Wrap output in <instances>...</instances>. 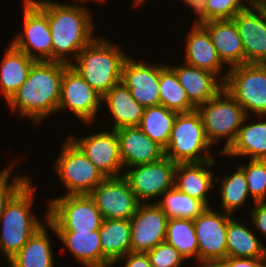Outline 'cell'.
<instances>
[{
	"instance_id": "obj_1",
	"label": "cell",
	"mask_w": 266,
	"mask_h": 267,
	"mask_svg": "<svg viewBox=\"0 0 266 267\" xmlns=\"http://www.w3.org/2000/svg\"><path fill=\"white\" fill-rule=\"evenodd\" d=\"M24 1L36 4L47 15L52 39V61L70 65L79 52L97 37L93 34L95 26L91 11L85 5L49 0Z\"/></svg>"
},
{
	"instance_id": "obj_2",
	"label": "cell",
	"mask_w": 266,
	"mask_h": 267,
	"mask_svg": "<svg viewBox=\"0 0 266 267\" xmlns=\"http://www.w3.org/2000/svg\"><path fill=\"white\" fill-rule=\"evenodd\" d=\"M68 66L57 61H36L27 80L7 101L11 111L37 124L57 112L63 72Z\"/></svg>"
},
{
	"instance_id": "obj_3",
	"label": "cell",
	"mask_w": 266,
	"mask_h": 267,
	"mask_svg": "<svg viewBox=\"0 0 266 267\" xmlns=\"http://www.w3.org/2000/svg\"><path fill=\"white\" fill-rule=\"evenodd\" d=\"M107 40L96 37L70 64L102 97L121 81L122 66L128 57L121 47Z\"/></svg>"
},
{
	"instance_id": "obj_4",
	"label": "cell",
	"mask_w": 266,
	"mask_h": 267,
	"mask_svg": "<svg viewBox=\"0 0 266 267\" xmlns=\"http://www.w3.org/2000/svg\"><path fill=\"white\" fill-rule=\"evenodd\" d=\"M29 180L6 204L0 219V253L7 262L15 256L30 237L48 220V210L39 220L32 212L35 188ZM34 187V188H33Z\"/></svg>"
},
{
	"instance_id": "obj_5",
	"label": "cell",
	"mask_w": 266,
	"mask_h": 267,
	"mask_svg": "<svg viewBox=\"0 0 266 267\" xmlns=\"http://www.w3.org/2000/svg\"><path fill=\"white\" fill-rule=\"evenodd\" d=\"M196 110L202 117L205 134L211 146L222 138L227 140L216 156L223 154L235 141L247 117L244 109L223 87L213 98Z\"/></svg>"
},
{
	"instance_id": "obj_6",
	"label": "cell",
	"mask_w": 266,
	"mask_h": 267,
	"mask_svg": "<svg viewBox=\"0 0 266 267\" xmlns=\"http://www.w3.org/2000/svg\"><path fill=\"white\" fill-rule=\"evenodd\" d=\"M200 113H178L171 131L165 157L175 163H202L213 160ZM210 155V156H209Z\"/></svg>"
},
{
	"instance_id": "obj_7",
	"label": "cell",
	"mask_w": 266,
	"mask_h": 267,
	"mask_svg": "<svg viewBox=\"0 0 266 267\" xmlns=\"http://www.w3.org/2000/svg\"><path fill=\"white\" fill-rule=\"evenodd\" d=\"M48 220L56 232L99 230L103 217L89 194L64 195L48 201Z\"/></svg>"
},
{
	"instance_id": "obj_8",
	"label": "cell",
	"mask_w": 266,
	"mask_h": 267,
	"mask_svg": "<svg viewBox=\"0 0 266 267\" xmlns=\"http://www.w3.org/2000/svg\"><path fill=\"white\" fill-rule=\"evenodd\" d=\"M228 70L223 87L241 105L247 116H265L266 66L261 63H245Z\"/></svg>"
},
{
	"instance_id": "obj_9",
	"label": "cell",
	"mask_w": 266,
	"mask_h": 267,
	"mask_svg": "<svg viewBox=\"0 0 266 267\" xmlns=\"http://www.w3.org/2000/svg\"><path fill=\"white\" fill-rule=\"evenodd\" d=\"M55 161L66 195L90 194L106 178L69 137Z\"/></svg>"
},
{
	"instance_id": "obj_10",
	"label": "cell",
	"mask_w": 266,
	"mask_h": 267,
	"mask_svg": "<svg viewBox=\"0 0 266 267\" xmlns=\"http://www.w3.org/2000/svg\"><path fill=\"white\" fill-rule=\"evenodd\" d=\"M176 166L177 163L164 156L154 163L127 168L122 176L141 204L155 198L157 203L165 191L174 187Z\"/></svg>"
},
{
	"instance_id": "obj_11",
	"label": "cell",
	"mask_w": 266,
	"mask_h": 267,
	"mask_svg": "<svg viewBox=\"0 0 266 267\" xmlns=\"http://www.w3.org/2000/svg\"><path fill=\"white\" fill-rule=\"evenodd\" d=\"M102 103V96L69 65L63 72L57 112L68 109L81 123L93 124Z\"/></svg>"
},
{
	"instance_id": "obj_12",
	"label": "cell",
	"mask_w": 266,
	"mask_h": 267,
	"mask_svg": "<svg viewBox=\"0 0 266 267\" xmlns=\"http://www.w3.org/2000/svg\"><path fill=\"white\" fill-rule=\"evenodd\" d=\"M23 2V33H18L11 44L36 61H52L47 15L36 4Z\"/></svg>"
},
{
	"instance_id": "obj_13",
	"label": "cell",
	"mask_w": 266,
	"mask_h": 267,
	"mask_svg": "<svg viewBox=\"0 0 266 267\" xmlns=\"http://www.w3.org/2000/svg\"><path fill=\"white\" fill-rule=\"evenodd\" d=\"M207 207L194 220L198 243V263H218L227 257V228L231 214Z\"/></svg>"
},
{
	"instance_id": "obj_14",
	"label": "cell",
	"mask_w": 266,
	"mask_h": 267,
	"mask_svg": "<svg viewBox=\"0 0 266 267\" xmlns=\"http://www.w3.org/2000/svg\"><path fill=\"white\" fill-rule=\"evenodd\" d=\"M89 195L103 219L131 220L141 204L123 176L105 178Z\"/></svg>"
},
{
	"instance_id": "obj_15",
	"label": "cell",
	"mask_w": 266,
	"mask_h": 267,
	"mask_svg": "<svg viewBox=\"0 0 266 267\" xmlns=\"http://www.w3.org/2000/svg\"><path fill=\"white\" fill-rule=\"evenodd\" d=\"M105 131L79 138L70 135L69 138L106 178L122 176L121 170L124 171V166L120 156L117 134L113 129Z\"/></svg>"
},
{
	"instance_id": "obj_16",
	"label": "cell",
	"mask_w": 266,
	"mask_h": 267,
	"mask_svg": "<svg viewBox=\"0 0 266 267\" xmlns=\"http://www.w3.org/2000/svg\"><path fill=\"white\" fill-rule=\"evenodd\" d=\"M168 217L156 203L140 204L130 220L131 252L147 253L166 239Z\"/></svg>"
},
{
	"instance_id": "obj_17",
	"label": "cell",
	"mask_w": 266,
	"mask_h": 267,
	"mask_svg": "<svg viewBox=\"0 0 266 267\" xmlns=\"http://www.w3.org/2000/svg\"><path fill=\"white\" fill-rule=\"evenodd\" d=\"M121 81L144 108L160 105L158 63L146 64L128 56L122 66Z\"/></svg>"
},
{
	"instance_id": "obj_18",
	"label": "cell",
	"mask_w": 266,
	"mask_h": 267,
	"mask_svg": "<svg viewBox=\"0 0 266 267\" xmlns=\"http://www.w3.org/2000/svg\"><path fill=\"white\" fill-rule=\"evenodd\" d=\"M234 21L245 53V63L266 61V15L261 6L249 5L238 12Z\"/></svg>"
},
{
	"instance_id": "obj_19",
	"label": "cell",
	"mask_w": 266,
	"mask_h": 267,
	"mask_svg": "<svg viewBox=\"0 0 266 267\" xmlns=\"http://www.w3.org/2000/svg\"><path fill=\"white\" fill-rule=\"evenodd\" d=\"M124 170L154 163L165 156L164 149L151 140L138 126L115 130Z\"/></svg>"
},
{
	"instance_id": "obj_20",
	"label": "cell",
	"mask_w": 266,
	"mask_h": 267,
	"mask_svg": "<svg viewBox=\"0 0 266 267\" xmlns=\"http://www.w3.org/2000/svg\"><path fill=\"white\" fill-rule=\"evenodd\" d=\"M215 159L202 163H177L175 169L174 187L180 192L186 193L198 201H201L206 207H211L207 192L213 190L215 182L220 180L214 176V172L208 170L212 167ZM207 166V167H206Z\"/></svg>"
},
{
	"instance_id": "obj_21",
	"label": "cell",
	"mask_w": 266,
	"mask_h": 267,
	"mask_svg": "<svg viewBox=\"0 0 266 267\" xmlns=\"http://www.w3.org/2000/svg\"><path fill=\"white\" fill-rule=\"evenodd\" d=\"M186 37L185 62L186 64L204 69L215 74L223 83L227 74L218 76L225 65L218 57L215 46L212 44L208 31L198 23H193ZM222 69V70H221Z\"/></svg>"
},
{
	"instance_id": "obj_22",
	"label": "cell",
	"mask_w": 266,
	"mask_h": 267,
	"mask_svg": "<svg viewBox=\"0 0 266 267\" xmlns=\"http://www.w3.org/2000/svg\"><path fill=\"white\" fill-rule=\"evenodd\" d=\"M201 25L208 31L218 57L224 65L234 67L245 64L242 39L232 19L212 20Z\"/></svg>"
},
{
	"instance_id": "obj_23",
	"label": "cell",
	"mask_w": 266,
	"mask_h": 267,
	"mask_svg": "<svg viewBox=\"0 0 266 267\" xmlns=\"http://www.w3.org/2000/svg\"><path fill=\"white\" fill-rule=\"evenodd\" d=\"M184 64L169 66L175 71L189 101L198 108L213 98L223 88L224 83L210 71Z\"/></svg>"
},
{
	"instance_id": "obj_24",
	"label": "cell",
	"mask_w": 266,
	"mask_h": 267,
	"mask_svg": "<svg viewBox=\"0 0 266 267\" xmlns=\"http://www.w3.org/2000/svg\"><path fill=\"white\" fill-rule=\"evenodd\" d=\"M104 102L113 118L111 129L138 126L145 108L131 95L128 87L120 81L113 86L103 97Z\"/></svg>"
},
{
	"instance_id": "obj_25",
	"label": "cell",
	"mask_w": 266,
	"mask_h": 267,
	"mask_svg": "<svg viewBox=\"0 0 266 267\" xmlns=\"http://www.w3.org/2000/svg\"><path fill=\"white\" fill-rule=\"evenodd\" d=\"M64 247L76 258V262L86 267H103V253L99 230L90 232H56L54 226L46 221Z\"/></svg>"
},
{
	"instance_id": "obj_26",
	"label": "cell",
	"mask_w": 266,
	"mask_h": 267,
	"mask_svg": "<svg viewBox=\"0 0 266 267\" xmlns=\"http://www.w3.org/2000/svg\"><path fill=\"white\" fill-rule=\"evenodd\" d=\"M99 235L103 267H113L119 259L131 252L130 220L103 219Z\"/></svg>"
},
{
	"instance_id": "obj_27",
	"label": "cell",
	"mask_w": 266,
	"mask_h": 267,
	"mask_svg": "<svg viewBox=\"0 0 266 267\" xmlns=\"http://www.w3.org/2000/svg\"><path fill=\"white\" fill-rule=\"evenodd\" d=\"M256 117L260 119L262 117V120L257 121V123H246L249 122V118L251 119V117L247 116L245 118L235 141L223 155L266 160V115Z\"/></svg>"
},
{
	"instance_id": "obj_28",
	"label": "cell",
	"mask_w": 266,
	"mask_h": 267,
	"mask_svg": "<svg viewBox=\"0 0 266 267\" xmlns=\"http://www.w3.org/2000/svg\"><path fill=\"white\" fill-rule=\"evenodd\" d=\"M35 62L36 60L12 44L8 46L0 65V92L6 101L27 80L29 71Z\"/></svg>"
},
{
	"instance_id": "obj_29",
	"label": "cell",
	"mask_w": 266,
	"mask_h": 267,
	"mask_svg": "<svg viewBox=\"0 0 266 267\" xmlns=\"http://www.w3.org/2000/svg\"><path fill=\"white\" fill-rule=\"evenodd\" d=\"M47 225L39 228L9 261L8 267H55Z\"/></svg>"
},
{
	"instance_id": "obj_30",
	"label": "cell",
	"mask_w": 266,
	"mask_h": 267,
	"mask_svg": "<svg viewBox=\"0 0 266 267\" xmlns=\"http://www.w3.org/2000/svg\"><path fill=\"white\" fill-rule=\"evenodd\" d=\"M254 233L247 226L231 217L228 220L227 228V257H266V246Z\"/></svg>"
},
{
	"instance_id": "obj_31",
	"label": "cell",
	"mask_w": 266,
	"mask_h": 267,
	"mask_svg": "<svg viewBox=\"0 0 266 267\" xmlns=\"http://www.w3.org/2000/svg\"><path fill=\"white\" fill-rule=\"evenodd\" d=\"M160 105L178 113H188L197 108L189 101L187 93L179 83L175 71L169 65L159 63Z\"/></svg>"
},
{
	"instance_id": "obj_32",
	"label": "cell",
	"mask_w": 266,
	"mask_h": 267,
	"mask_svg": "<svg viewBox=\"0 0 266 267\" xmlns=\"http://www.w3.org/2000/svg\"><path fill=\"white\" fill-rule=\"evenodd\" d=\"M178 112L163 105L147 107L138 127L154 142L166 149Z\"/></svg>"
},
{
	"instance_id": "obj_33",
	"label": "cell",
	"mask_w": 266,
	"mask_h": 267,
	"mask_svg": "<svg viewBox=\"0 0 266 267\" xmlns=\"http://www.w3.org/2000/svg\"><path fill=\"white\" fill-rule=\"evenodd\" d=\"M165 241L185 260L195 257V264H198V243L192 219L168 218Z\"/></svg>"
},
{
	"instance_id": "obj_34",
	"label": "cell",
	"mask_w": 266,
	"mask_h": 267,
	"mask_svg": "<svg viewBox=\"0 0 266 267\" xmlns=\"http://www.w3.org/2000/svg\"><path fill=\"white\" fill-rule=\"evenodd\" d=\"M168 218H184L194 220L207 207L197 199L172 187L165 191L156 203Z\"/></svg>"
},
{
	"instance_id": "obj_35",
	"label": "cell",
	"mask_w": 266,
	"mask_h": 267,
	"mask_svg": "<svg viewBox=\"0 0 266 267\" xmlns=\"http://www.w3.org/2000/svg\"><path fill=\"white\" fill-rule=\"evenodd\" d=\"M219 186L221 195V207L224 212L233 214L242 207L250 195L248 183L244 171L237 166V171L231 175L223 176Z\"/></svg>"
},
{
	"instance_id": "obj_36",
	"label": "cell",
	"mask_w": 266,
	"mask_h": 267,
	"mask_svg": "<svg viewBox=\"0 0 266 267\" xmlns=\"http://www.w3.org/2000/svg\"><path fill=\"white\" fill-rule=\"evenodd\" d=\"M246 0H203L193 11L197 14L194 23L212 20H230L238 12L248 7Z\"/></svg>"
},
{
	"instance_id": "obj_37",
	"label": "cell",
	"mask_w": 266,
	"mask_h": 267,
	"mask_svg": "<svg viewBox=\"0 0 266 267\" xmlns=\"http://www.w3.org/2000/svg\"><path fill=\"white\" fill-rule=\"evenodd\" d=\"M238 166L244 171L253 201H266V160L250 159L248 164Z\"/></svg>"
},
{
	"instance_id": "obj_38",
	"label": "cell",
	"mask_w": 266,
	"mask_h": 267,
	"mask_svg": "<svg viewBox=\"0 0 266 267\" xmlns=\"http://www.w3.org/2000/svg\"><path fill=\"white\" fill-rule=\"evenodd\" d=\"M14 164L6 166V168L0 171V219L4 212L6 204L9 200L31 179L24 177L23 175H11V170ZM12 179V180H9ZM10 181V183H9Z\"/></svg>"
},
{
	"instance_id": "obj_39",
	"label": "cell",
	"mask_w": 266,
	"mask_h": 267,
	"mask_svg": "<svg viewBox=\"0 0 266 267\" xmlns=\"http://www.w3.org/2000/svg\"><path fill=\"white\" fill-rule=\"evenodd\" d=\"M152 267H181L184 257L166 241L147 252ZM183 262V263H182Z\"/></svg>"
},
{
	"instance_id": "obj_40",
	"label": "cell",
	"mask_w": 266,
	"mask_h": 267,
	"mask_svg": "<svg viewBox=\"0 0 266 267\" xmlns=\"http://www.w3.org/2000/svg\"><path fill=\"white\" fill-rule=\"evenodd\" d=\"M221 267H266V257L243 258L226 257L218 262Z\"/></svg>"
},
{
	"instance_id": "obj_41",
	"label": "cell",
	"mask_w": 266,
	"mask_h": 267,
	"mask_svg": "<svg viewBox=\"0 0 266 267\" xmlns=\"http://www.w3.org/2000/svg\"><path fill=\"white\" fill-rule=\"evenodd\" d=\"M254 208L250 215L256 231H260L266 237V201L253 202Z\"/></svg>"
},
{
	"instance_id": "obj_42",
	"label": "cell",
	"mask_w": 266,
	"mask_h": 267,
	"mask_svg": "<svg viewBox=\"0 0 266 267\" xmlns=\"http://www.w3.org/2000/svg\"><path fill=\"white\" fill-rule=\"evenodd\" d=\"M123 260H125L124 267H152L147 253L129 252L118 261Z\"/></svg>"
},
{
	"instance_id": "obj_43",
	"label": "cell",
	"mask_w": 266,
	"mask_h": 267,
	"mask_svg": "<svg viewBox=\"0 0 266 267\" xmlns=\"http://www.w3.org/2000/svg\"><path fill=\"white\" fill-rule=\"evenodd\" d=\"M203 0H182L186 6L194 11Z\"/></svg>"
},
{
	"instance_id": "obj_44",
	"label": "cell",
	"mask_w": 266,
	"mask_h": 267,
	"mask_svg": "<svg viewBox=\"0 0 266 267\" xmlns=\"http://www.w3.org/2000/svg\"><path fill=\"white\" fill-rule=\"evenodd\" d=\"M265 3L266 0H246V5L260 6Z\"/></svg>"
},
{
	"instance_id": "obj_45",
	"label": "cell",
	"mask_w": 266,
	"mask_h": 267,
	"mask_svg": "<svg viewBox=\"0 0 266 267\" xmlns=\"http://www.w3.org/2000/svg\"><path fill=\"white\" fill-rule=\"evenodd\" d=\"M200 265L198 267H221L219 263L215 262H201L199 263Z\"/></svg>"
},
{
	"instance_id": "obj_46",
	"label": "cell",
	"mask_w": 266,
	"mask_h": 267,
	"mask_svg": "<svg viewBox=\"0 0 266 267\" xmlns=\"http://www.w3.org/2000/svg\"><path fill=\"white\" fill-rule=\"evenodd\" d=\"M145 1L147 0H134L133 4L138 8V6H140L142 3L144 4Z\"/></svg>"
},
{
	"instance_id": "obj_47",
	"label": "cell",
	"mask_w": 266,
	"mask_h": 267,
	"mask_svg": "<svg viewBox=\"0 0 266 267\" xmlns=\"http://www.w3.org/2000/svg\"><path fill=\"white\" fill-rule=\"evenodd\" d=\"M75 1H76V0H75ZM78 1H79V0H78ZM80 1H81V0H80ZM83 1H85V0H82L81 2H83ZM89 1H90V0H89ZM91 1H95V2L97 1V3H98V2H99V3H101V2L104 3L106 0H91Z\"/></svg>"
},
{
	"instance_id": "obj_48",
	"label": "cell",
	"mask_w": 266,
	"mask_h": 267,
	"mask_svg": "<svg viewBox=\"0 0 266 267\" xmlns=\"http://www.w3.org/2000/svg\"><path fill=\"white\" fill-rule=\"evenodd\" d=\"M261 7H262V9H263V11H264V13H265V15H266V3L265 4H262V5H260Z\"/></svg>"
}]
</instances>
